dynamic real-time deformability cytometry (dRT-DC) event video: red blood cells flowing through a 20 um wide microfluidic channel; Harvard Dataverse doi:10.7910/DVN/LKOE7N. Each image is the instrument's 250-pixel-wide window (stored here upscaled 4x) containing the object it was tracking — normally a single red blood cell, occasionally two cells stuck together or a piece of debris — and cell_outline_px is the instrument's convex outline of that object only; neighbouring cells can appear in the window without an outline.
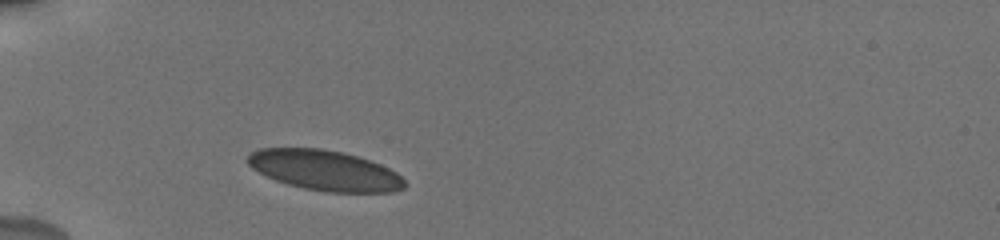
{"species": "human", "species_latin": "Homo sapiens", "temperature_condition": "cold", "stored_images_in_passage": 13, "camera_frame_rate_fps": 3000, "um_per_image_px": 0.085, "donor": {"sex": "male"}, "frame": {"image": 1, "passage_image": 1, "time_ms": 0.0, "image_size_px": [1000, 240], "cell_outline_px": [[408, 184], [404, 188], [392, 192], [328, 192], [304, 188], [288, 184], [276, 180], [252, 168], [244, 160], [252, 152], [260, 148], [320, 148], [340, 152], [356, 156], [380, 164], [396, 172]], "centroid_in_image_um": [27.61, 14.48], "position_along_channel_um": 57.4, "area_um2": 36.59}}
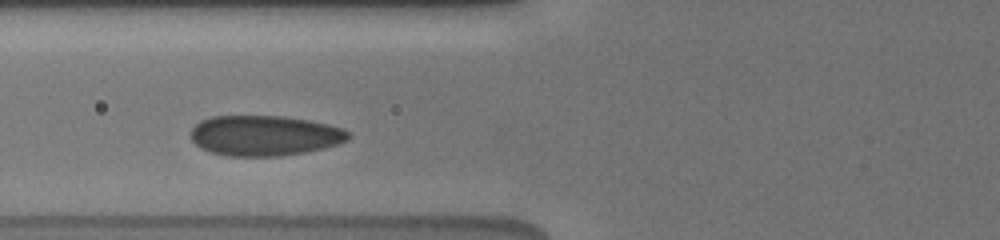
{"frame": {"image": 2, "passage_image": 5, "time_ms": 1.667, "image_size_px": [1000, 240], "cell_outline_px": [[352, 136], [348, 140], [324, 148], [304, 152], [280, 156], [228, 156], [212, 152], [200, 148], [192, 140], [192, 128], [200, 120], [212, 116], [284, 116], [308, 120], [328, 124], [344, 128]], "centroid_in_image_um": [22.5, 11.52], "position_along_channel_um": 103.3, "area_um2": 37.05}}
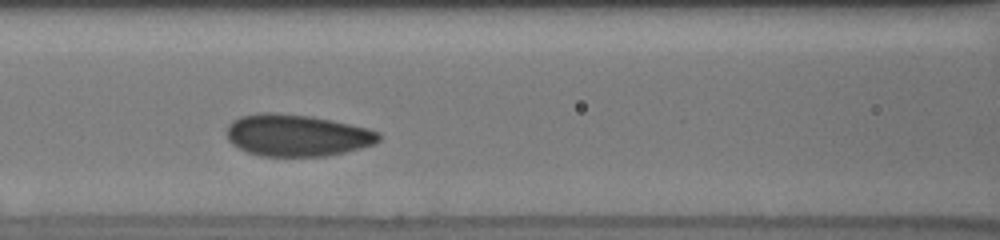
{"frame": {"image": 3, "passage_image": 9, "time_ms": 2.667, "image_size_px": [1000, 240], "cell_outline_px": [[380, 140], [376, 144], [328, 156], [260, 156], [248, 152], [232, 144], [228, 140], [228, 124], [232, 120], [240, 116], [260, 112], [268, 112], [312, 116], [332, 120], [368, 128], [380, 132]], "centroid_in_image_um": [25.25, 11.5], "position_along_channel_um": 141.3, "area_um2": 37.22}}